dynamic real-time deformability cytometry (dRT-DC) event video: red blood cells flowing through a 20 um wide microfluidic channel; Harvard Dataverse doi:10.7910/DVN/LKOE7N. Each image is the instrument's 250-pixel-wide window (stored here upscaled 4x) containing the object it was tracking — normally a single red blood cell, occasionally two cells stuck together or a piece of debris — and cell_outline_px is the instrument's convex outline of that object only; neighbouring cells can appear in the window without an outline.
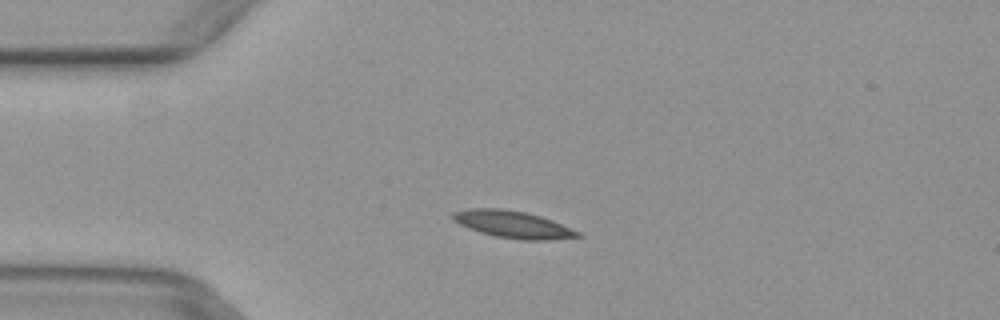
{"species": "common noctule bat (a hibernating species)", "species_latin": "Nyctalus noctula", "temperature_condition": "warm", "stored_images_in_passage": 4, "camera_frame_rate_fps": 3000, "um_per_image_px": 0.085, "animal": {"sex": "female", "body_mass_g": 29.2, "forearm_length_mm": 56.3}, "frame": {"image": 1, "passage_image": 3, "time_ms": 0.667, "image_size_px": [1000, 320], "cell_outline_px": [[584, 236], [548, 240], [520, 240], [496, 236], [480, 232], [468, 228], [452, 220], [452, 212], [468, 208], [500, 208], [524, 212], [540, 216], [552, 220], [580, 232]], "centroid_in_image_um": [43.58, 19.07], "position_along_channel_um": 41.4, "area_um2": 19.71}}